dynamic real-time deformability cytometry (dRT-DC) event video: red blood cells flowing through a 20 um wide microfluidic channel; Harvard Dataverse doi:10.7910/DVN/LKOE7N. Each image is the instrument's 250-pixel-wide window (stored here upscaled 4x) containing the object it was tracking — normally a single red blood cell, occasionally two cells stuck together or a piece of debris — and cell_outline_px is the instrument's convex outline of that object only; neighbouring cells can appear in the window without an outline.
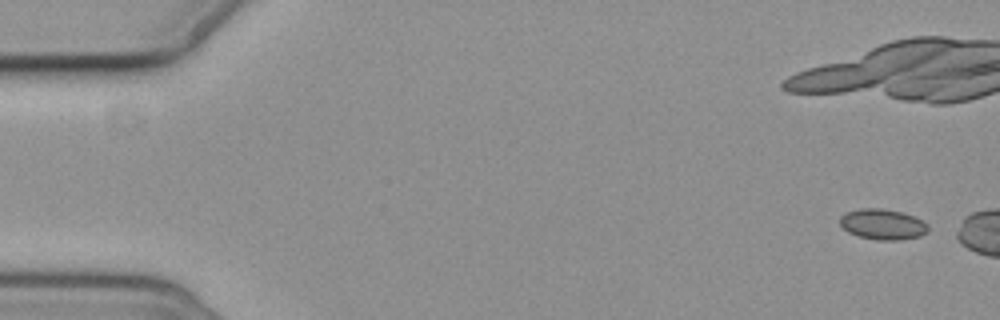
{"species": "common noctule bat (a hibernating species)", "species_latin": "Nyctalus noctula", "temperature_condition": "cold", "stored_images_in_passage": 3, "camera_frame_rate_fps": 3000, "um_per_image_px": 0.085, "animal": {"sex": "female", "body_mass_g": 19.3, "forearm_length_mm": 54.1}, "frame": {"image": 1, "passage_image": 1, "time_ms": 0.0, "image_size_px": [1000, 320], "cell_outline_px": [[928, 232], [920, 236], [896, 240], [880, 240], [860, 236], [848, 232], [840, 224], [840, 216], [848, 212], [860, 208], [884, 208], [900, 212], [912, 216], [928, 224]], "centroid_in_image_um": [75.03, 19.06], "position_along_channel_um": 10.0, "area_um2": 15.49}}